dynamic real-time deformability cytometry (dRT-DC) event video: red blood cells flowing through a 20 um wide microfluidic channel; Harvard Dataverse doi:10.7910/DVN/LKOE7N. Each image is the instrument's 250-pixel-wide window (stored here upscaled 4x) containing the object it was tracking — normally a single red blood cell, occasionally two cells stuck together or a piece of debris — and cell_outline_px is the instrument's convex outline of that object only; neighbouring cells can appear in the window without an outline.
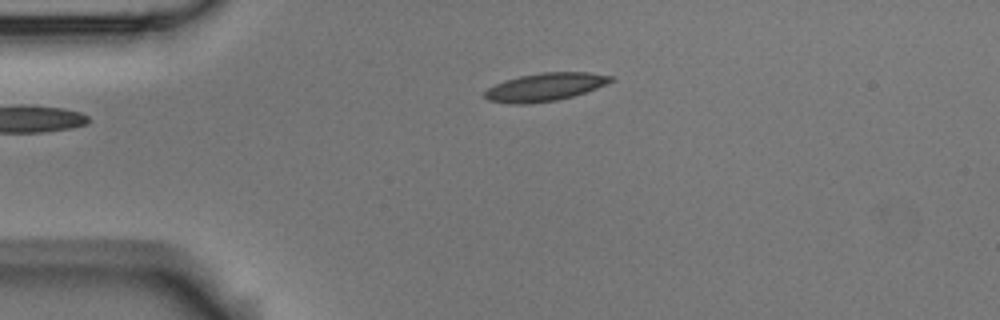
{"species": "Egyptian fruit bat (a non-hibernating species)", "species_latin": "Rousettus aegyptiacus", "temperature_condition": "room temperature", "stored_images_in_passage": 3, "camera_frame_rate_fps": 3000, "um_per_image_px": 0.085, "animal": {"sex": "male"}, "frame": {"image": 1, "passage_image": 3, "time_ms": 0.667, "image_size_px": [1000, 320], "cell_outline_px": [[612, 80], [596, 88], [572, 96], [556, 100], [528, 104], [508, 104], [488, 100], [484, 96], [484, 92], [488, 88], [504, 80], [520, 76], [540, 72], [588, 72], [612, 76]], "centroid_in_image_um": [46.27, 7.4], "position_along_channel_um": 38.7, "area_um2": 20.4}}